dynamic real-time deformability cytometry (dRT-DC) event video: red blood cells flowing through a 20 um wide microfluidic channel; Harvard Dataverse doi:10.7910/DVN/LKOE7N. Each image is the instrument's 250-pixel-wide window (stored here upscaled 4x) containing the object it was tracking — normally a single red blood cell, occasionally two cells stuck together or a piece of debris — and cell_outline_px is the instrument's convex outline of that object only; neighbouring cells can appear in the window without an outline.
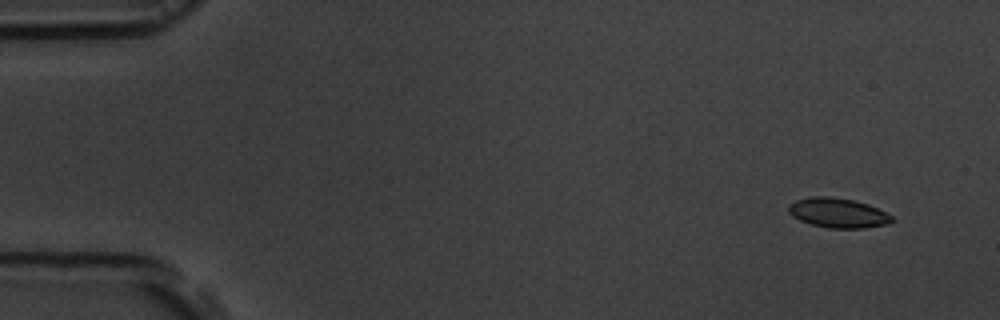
{"species": "common noctule bat (a hibernating species)", "species_latin": "Nyctalus noctula", "temperature_condition": "room temperature", "stored_images_in_passage": 16, "camera_frame_rate_fps": 3000, "um_per_image_px": 0.085, "animal": {"sex": "male", "body_mass_g": 19.5, "forearm_length_mm": 54.6}, "frame": {"image": 1, "passage_image": 1, "time_ms": 0.0, "image_size_px": [1000, 320], "cell_outline_px": [[896, 220], [888, 224], [864, 228], [828, 228], [812, 224], [800, 220], [792, 216], [788, 212], [788, 204], [796, 200], [812, 196], [828, 196], [852, 200], [868, 204], [892, 216]], "centroid_in_image_um": [71.22, 18.1], "position_along_channel_um": 13.8, "area_um2": 17.86}}
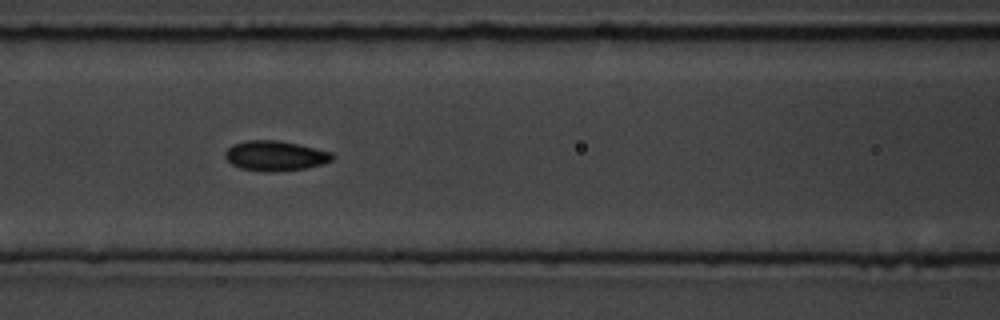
{"frame": {"image": 2, "passage_image": 7, "time_ms": 6.667, "image_size_px": [1000, 320], "cell_outline_px": [[336, 156], [332, 160], [308, 168], [272, 172], [264, 172], [240, 168], [232, 164], [224, 156], [224, 152], [232, 144], [244, 140], [280, 140], [300, 144], [332, 152]], "centroid_in_image_um": [23.39, 13.23], "position_along_channel_um": 143.2, "area_um2": 19.02}}
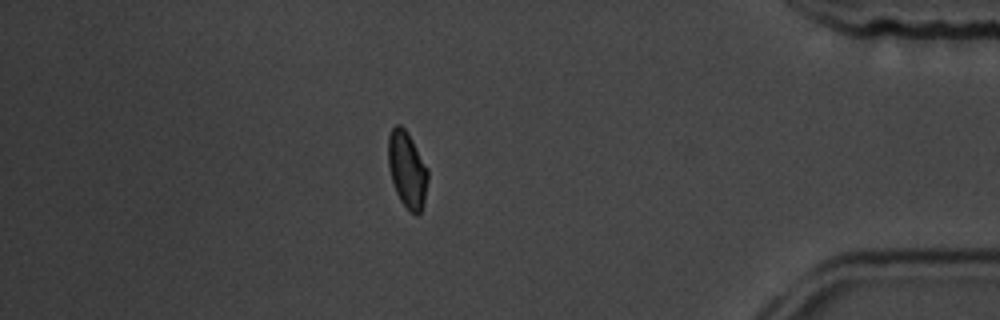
{"frame": {"image": 3, "passage_image": 14, "time_ms": 14.667, "image_size_px": [1000, 320], "cell_outline_px": [[428, 180], [424, 204], [420, 212], [416, 216], [400, 200], [396, 192], [392, 180], [388, 164], [388, 136], [392, 128], [396, 124], [400, 124], [408, 132], [428, 168]], "centroid_in_image_um": [34.61, 14.39], "position_along_channel_um": 400.6, "area_um2": 17.69}, "authors_computed_cell_mechanics": {"area_um2": 17.9469, "velocity_mm_per_s": 3.7029, "shape_relaxation_time_tau1_ms": 1.8245, "shape_relaxation_time_tau2_ms": 1.4257, "deformation_change_tau1": 0.0763, "deformation_change_tau2": 0.0424}}